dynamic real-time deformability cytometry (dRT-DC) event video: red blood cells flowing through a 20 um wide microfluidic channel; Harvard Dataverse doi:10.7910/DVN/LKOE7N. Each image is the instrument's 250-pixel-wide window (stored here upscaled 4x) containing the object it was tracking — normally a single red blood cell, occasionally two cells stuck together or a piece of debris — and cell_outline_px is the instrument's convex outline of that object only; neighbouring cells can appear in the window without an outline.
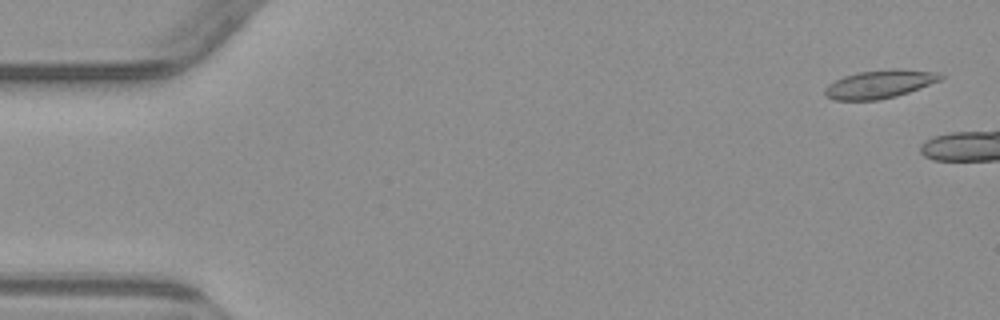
{"species": "common noctule bat (a hibernating species)", "species_latin": "Nyctalus noctula", "temperature_condition": "warm", "stored_images_in_passage": 4, "camera_frame_rate_fps": 3000, "um_per_image_px": 0.085, "animal": {"sex": "male", "body_mass_g": 23.1, "forearm_length_mm": 52.7}, "frame": {"image": 1, "passage_image": 1, "time_ms": 0.0, "image_size_px": [1000, 320], "cell_outline_px": [[944, 80], [896, 96], [880, 100], [832, 100], [824, 96], [824, 88], [828, 84], [844, 76], [860, 72], [892, 68], [900, 68], [940, 72], [944, 76]], "centroid_in_image_um": [74.81, 7.14], "position_along_channel_um": 10.2, "area_um2": 19.42}}